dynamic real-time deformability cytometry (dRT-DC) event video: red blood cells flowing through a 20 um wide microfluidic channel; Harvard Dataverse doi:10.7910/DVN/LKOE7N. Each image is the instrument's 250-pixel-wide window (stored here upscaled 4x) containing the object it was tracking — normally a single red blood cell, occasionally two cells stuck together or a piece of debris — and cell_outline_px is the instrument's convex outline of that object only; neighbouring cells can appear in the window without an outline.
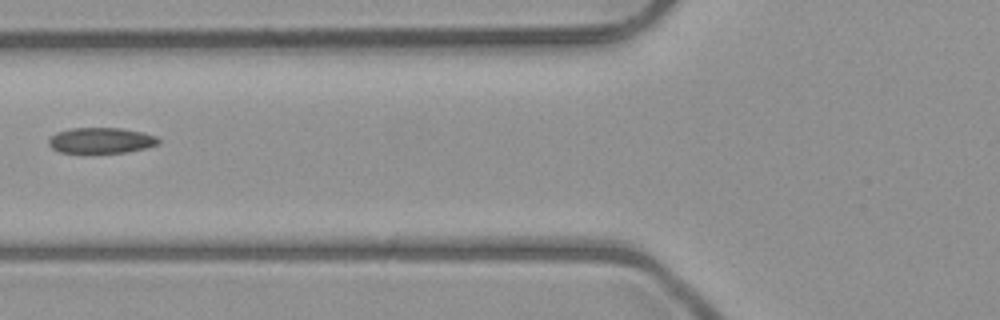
{"species": "common noctule bat (a hibernating species)", "species_latin": "Nyctalus noctula", "temperature_condition": "room temperature", "stored_images_in_passage": 6, "camera_frame_rate_fps": 3000, "um_per_image_px": 0.085, "animal": {"sex": "male", "body_mass_g": 23.1, "forearm_length_mm": 52.7}, "frame": {"image": 1, "passage_image": 6, "time_ms": 6.333, "image_size_px": [1000, 320], "cell_outline_px": [[160, 144], [144, 148], [124, 152], [60, 152], [52, 148], [48, 144], [48, 140], [56, 132], [72, 128], [120, 128], [144, 132], [156, 136], [160, 140]], "centroid_in_image_um": [8.6, 11.92], "position_along_channel_um": 117.2, "area_um2": 16.3}}